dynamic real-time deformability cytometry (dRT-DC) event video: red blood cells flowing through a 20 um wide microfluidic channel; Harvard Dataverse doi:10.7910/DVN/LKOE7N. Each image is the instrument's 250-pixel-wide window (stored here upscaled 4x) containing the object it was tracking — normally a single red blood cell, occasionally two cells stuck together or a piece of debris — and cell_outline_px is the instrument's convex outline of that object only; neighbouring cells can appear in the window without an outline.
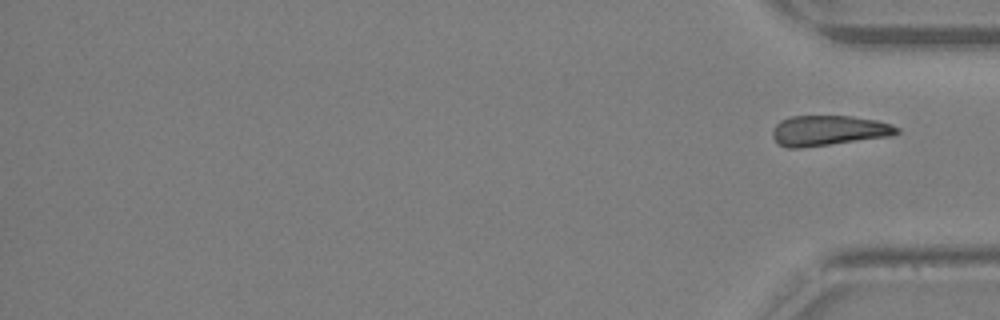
{"species": "Egyptian fruit bat (a non-hibernating species)", "species_latin": "Rousettus aegyptiacus", "temperature_condition": "warm", "stored_images_in_passage": 26, "segment_of_instrument_passage": [2, 2], "camera_frame_rate_fps": 3000, "um_per_image_px": 0.085, "animal": {"sex": "female"}, "frame": {"image": 1, "passage_image": 26, "time_ms": 8.333, "image_size_px": [1000, 320], "cell_outline_px": [[900, 132], [892, 136], [800, 148], [784, 148], [772, 136], [772, 128], [780, 120], [788, 116], [852, 116], [876, 120], [892, 124], [900, 128]], "centroid_in_image_um": [70.43, 11.09], "position_along_channel_um": 364.8, "area_um2": 22.08}}